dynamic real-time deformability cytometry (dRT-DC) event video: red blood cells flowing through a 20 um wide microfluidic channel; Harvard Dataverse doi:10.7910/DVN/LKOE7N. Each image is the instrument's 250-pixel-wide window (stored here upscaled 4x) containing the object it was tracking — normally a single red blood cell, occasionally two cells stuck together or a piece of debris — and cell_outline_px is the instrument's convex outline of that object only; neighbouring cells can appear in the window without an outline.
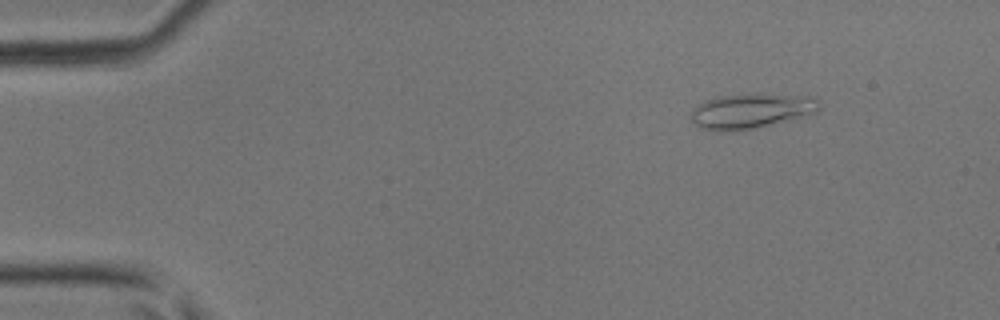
{"species": "common noctule bat (a hibernating species)", "species_latin": "Nyctalus noctula", "temperature_condition": "room temperature", "stored_images_in_passage": 4, "camera_frame_rate_fps": 3000, "um_per_image_px": 0.085, "animal": {"sex": "male", "body_mass_g": 17.9, "forearm_length_mm": 54.2}, "frame": {"image": 1, "passage_image": 2, "time_ms": 0.333, "image_size_px": [1000, 320], "cell_outline_px": [[820, 108], [816, 112], [788, 120], [756, 128], [736, 132], [716, 132], [700, 128], [692, 120], [692, 108], [704, 100], [716, 96], [756, 92], [816, 96], [820, 100]], "centroid_in_image_um": [63.85, 9.4], "position_along_channel_um": 21.1, "area_um2": 27.11}}